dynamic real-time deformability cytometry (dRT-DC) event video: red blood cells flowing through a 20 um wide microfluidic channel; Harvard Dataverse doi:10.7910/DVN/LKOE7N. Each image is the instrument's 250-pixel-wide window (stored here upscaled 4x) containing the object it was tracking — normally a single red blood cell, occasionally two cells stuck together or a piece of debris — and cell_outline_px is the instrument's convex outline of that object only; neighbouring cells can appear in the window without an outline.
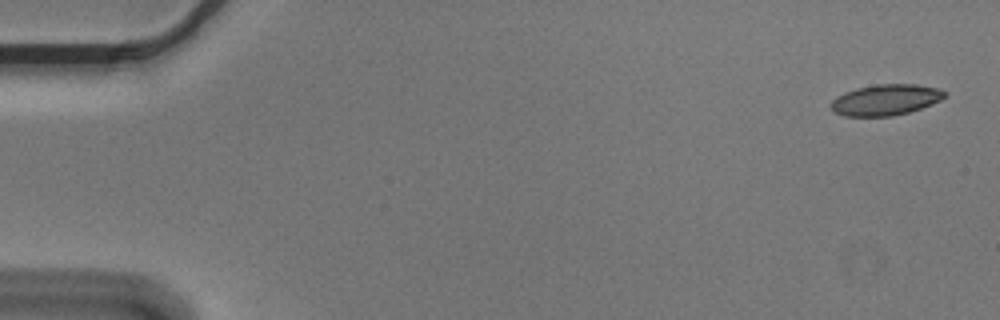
{"species": "Egyptian fruit bat (a non-hibernating species)", "species_latin": "Rousettus aegyptiacus", "temperature_condition": "cold", "stored_images_in_passage": 4, "camera_frame_rate_fps": 3000, "um_per_image_px": 0.085, "animal": {"sex": "male"}, "frame": {"image": 1, "passage_image": 1, "time_ms": 0.0, "image_size_px": [1000, 320], "cell_outline_px": [[948, 96], [940, 100], [920, 108], [908, 112], [892, 116], [844, 116], [836, 112], [828, 104], [836, 96], [844, 92], [856, 88], [876, 84], [916, 84], [936, 88], [948, 92]], "centroid_in_image_um": [75.27, 8.48], "position_along_channel_um": 9.7, "area_um2": 20.52}}